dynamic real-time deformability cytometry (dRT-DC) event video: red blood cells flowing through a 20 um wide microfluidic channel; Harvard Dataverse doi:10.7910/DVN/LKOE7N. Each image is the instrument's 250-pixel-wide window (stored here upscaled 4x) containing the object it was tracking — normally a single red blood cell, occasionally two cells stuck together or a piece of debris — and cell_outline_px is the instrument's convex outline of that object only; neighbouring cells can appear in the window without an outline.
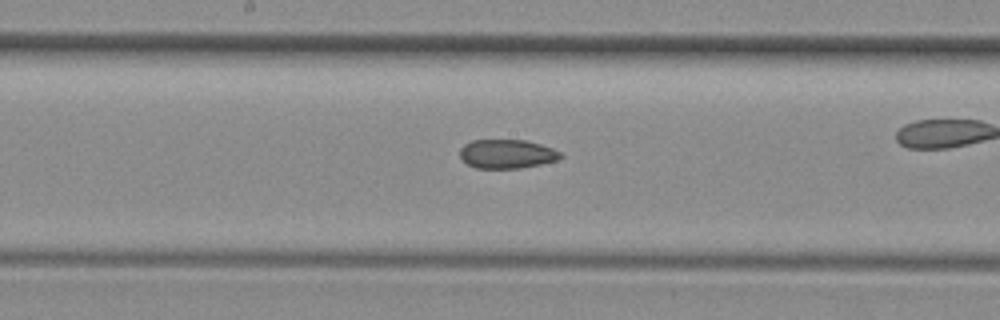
{"species": "common noctule bat (a hibernating species)", "species_latin": "Nyctalus noctula", "temperature_condition": "room temperature", "stored_images_in_passage": 34, "camera_frame_rate_fps": 3000, "um_per_image_px": 0.085, "animal": {"sex": "female", "body_mass_g": 29.2, "forearm_length_mm": 56.3}, "frame": {"image": 1, "passage_image": 10, "time_ms": 3.0, "image_size_px": [1000, 320], "cell_outline_px": [[564, 156], [560, 160], [520, 168], [476, 168], [468, 164], [460, 156], [460, 148], [464, 144], [472, 140], [528, 140], [552, 148], [560, 152]], "centroid_in_image_um": [43.11, 13.08], "position_along_channel_um": 205.1, "area_um2": 17.05}}
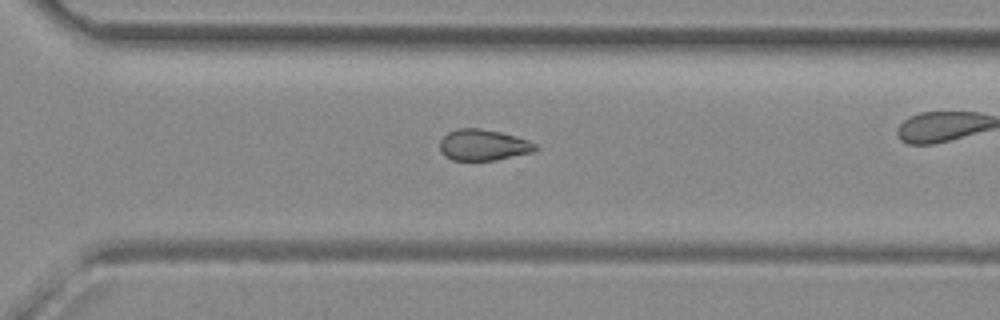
{"frame": {"image": 2, "passage_image": 19, "time_ms": 6.0, "image_size_px": [1000, 320], "cell_outline_px": [[540, 148], [532, 152], [496, 160], [452, 160], [444, 156], [440, 152], [440, 140], [448, 132], [456, 128], [480, 128], [500, 132], [516, 136], [528, 140], [536, 144]], "centroid_in_image_um": [41.07, 12.32], "position_along_channel_um": 329.5, "area_um2": 17.46}, "authors_computed_cell_mechanics": {"area_um2": 17.7157, "velocity_mm_per_s": 4.1542, "shape_relaxation_time_tau1_ms": null, "shape_relaxation_time_tau2_ms": 2.208, "deformation_change_tau1": null, "deformation_change_tau2": 0.0609}}